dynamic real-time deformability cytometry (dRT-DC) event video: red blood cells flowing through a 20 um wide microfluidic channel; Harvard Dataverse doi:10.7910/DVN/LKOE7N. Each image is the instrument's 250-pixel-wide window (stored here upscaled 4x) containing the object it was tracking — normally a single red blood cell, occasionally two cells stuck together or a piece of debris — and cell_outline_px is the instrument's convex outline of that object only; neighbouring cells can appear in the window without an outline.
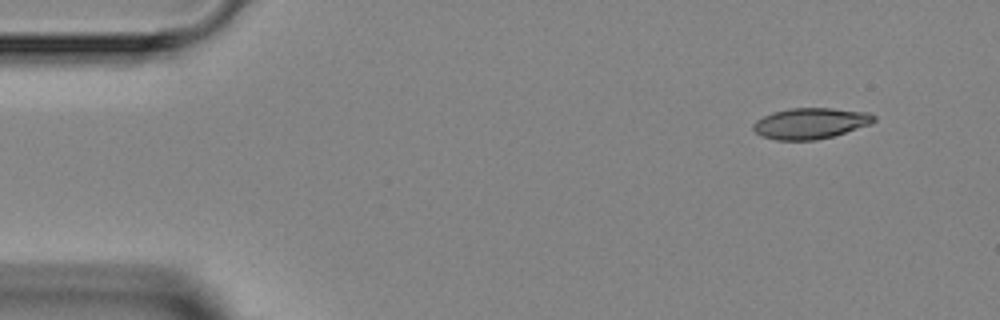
{"species": "Egyptian fruit bat (a non-hibernating species)", "species_latin": "Rousettus aegyptiacus", "temperature_condition": "room temperature", "stored_images_in_passage": 5, "camera_frame_rate_fps": 3000, "um_per_image_px": 0.085, "animal": {"sex": "female"}, "frame": {"image": 1, "passage_image": 1, "time_ms": 0.0, "image_size_px": [1000, 320], "cell_outline_px": [[876, 120], [872, 124], [832, 136], [816, 140], [776, 140], [764, 136], [756, 132], [752, 128], [752, 124], [756, 120], [772, 112], [788, 108], [832, 108], [868, 112], [876, 116]], "centroid_in_image_um": [68.9, 10.47], "position_along_channel_um": 16.1, "area_um2": 21.79}}
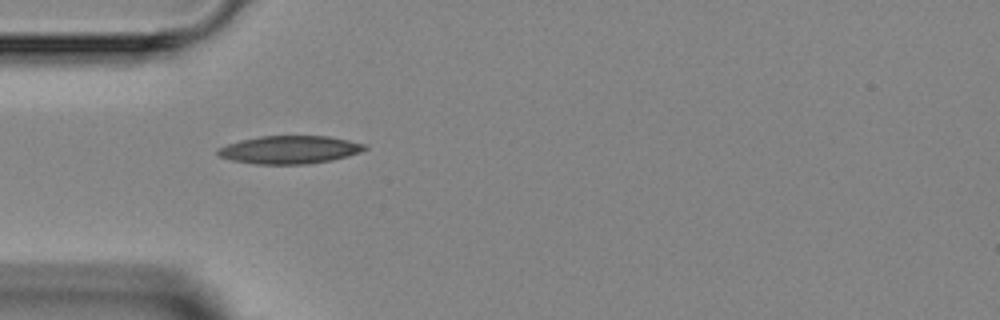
{"frame": {"image": 2, "passage_image": 4, "time_ms": 3.333, "image_size_px": [1000, 320], "cell_outline_px": [[368, 148], [360, 152], [348, 156], [332, 160], [308, 164], [256, 164], [232, 160], [220, 156], [216, 152], [220, 148], [228, 144], [240, 140], [260, 136], [328, 136], [368, 144]], "centroid_in_image_um": [24.67, 12.72], "position_along_channel_um": 60.3, "area_um2": 23.93}}
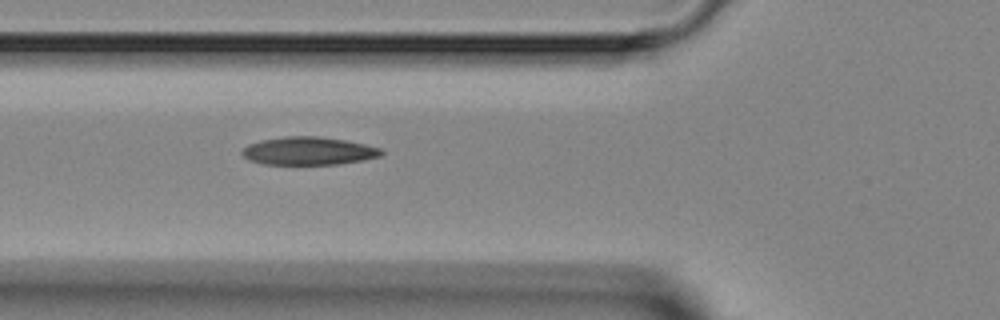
{"frame": {"image": 3, "passage_image": 5, "time_ms": 4.333, "image_size_px": [1000, 320], "cell_outline_px": [[384, 152], [380, 156], [364, 160], [340, 164], [264, 164], [248, 160], [240, 152], [248, 144], [260, 140], [284, 136], [320, 136], [344, 140], [364, 144], [380, 148]], "centroid_in_image_um": [26.21, 12.83], "position_along_channel_um": 99.6, "area_um2": 22.77}}